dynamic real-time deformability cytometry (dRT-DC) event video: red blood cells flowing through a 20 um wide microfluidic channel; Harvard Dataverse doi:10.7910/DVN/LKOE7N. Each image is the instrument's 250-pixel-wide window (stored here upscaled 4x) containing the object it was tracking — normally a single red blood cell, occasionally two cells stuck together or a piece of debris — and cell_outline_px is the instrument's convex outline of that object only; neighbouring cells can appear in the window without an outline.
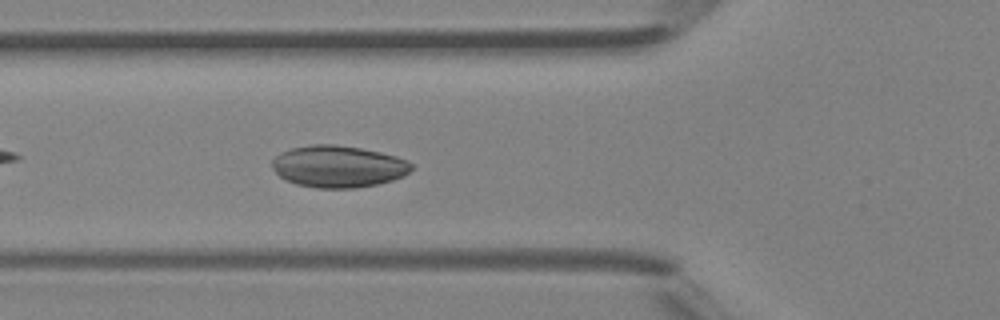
{"species": "Egyptian fruit bat (a non-hibernating species)", "species_latin": "Rousettus aegyptiacus", "temperature_condition": "room temperature", "stored_images_in_passage": 34, "camera_frame_rate_fps": 3000, "um_per_image_px": 0.085, "animal": {"sex": "female"}, "frame": {"image": 1, "passage_image": 5, "time_ms": 1.333, "image_size_px": [1000, 320], "cell_outline_px": [[412, 168], [404, 176], [392, 180], [376, 184], [356, 188], [316, 188], [296, 184], [280, 176], [272, 168], [272, 160], [280, 152], [292, 148], [312, 144], [336, 144], [360, 148], [380, 152], [396, 156], [408, 160], [412, 164]], "centroid_in_image_um": [28.75, 14.14], "position_along_channel_um": 97.0, "area_um2": 33.99}}
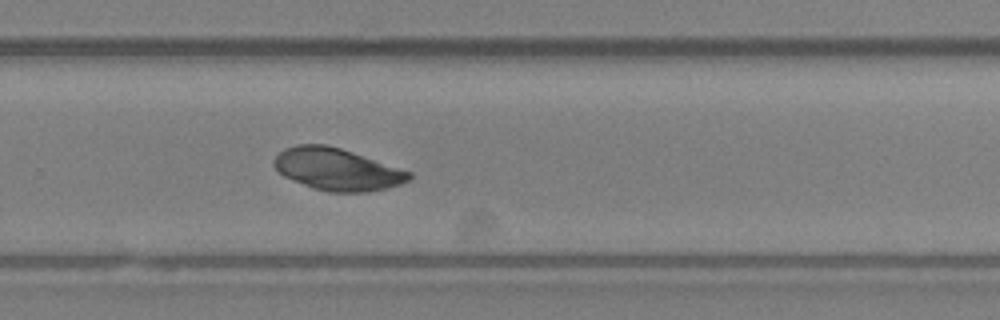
{"frame": {"image": 2, "passage_image": 19, "time_ms": 6.0, "image_size_px": [1000, 320], "cell_outline_px": [[412, 176], [408, 180], [400, 184], [388, 188], [368, 192], [328, 192], [312, 188], [284, 176], [272, 164], [276, 156], [284, 148], [296, 144], [324, 144], [340, 148], [412, 172]], "centroid_in_image_um": [28.64, 14.39], "position_along_channel_um": 301.2, "area_um2": 32.95}}
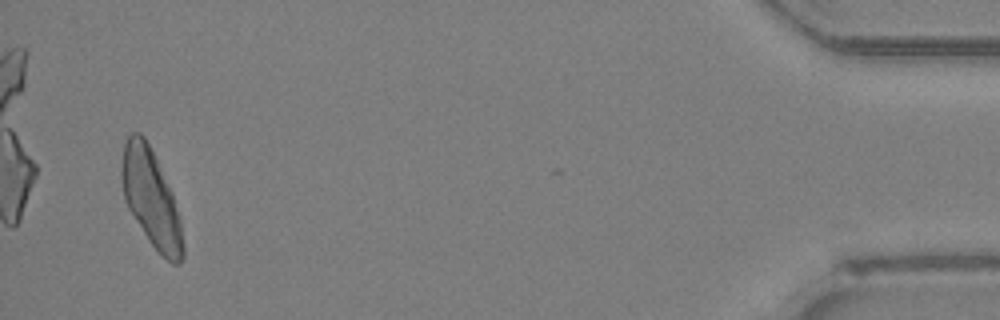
{"frame": {"image": 3, "passage_image": 33, "time_ms": 10.667, "image_size_px": [1000, 320], "cell_outline_px": [[184, 256], [180, 264], [172, 264], [148, 240], [128, 208], [124, 200], [120, 180], [120, 168], [124, 144], [128, 136], [132, 132], [140, 132], [144, 136], [172, 192], [180, 220], [184, 248]], "centroid_in_image_um": [12.82, 16.85], "position_along_channel_um": 422.4, "area_um2": 34.45}}